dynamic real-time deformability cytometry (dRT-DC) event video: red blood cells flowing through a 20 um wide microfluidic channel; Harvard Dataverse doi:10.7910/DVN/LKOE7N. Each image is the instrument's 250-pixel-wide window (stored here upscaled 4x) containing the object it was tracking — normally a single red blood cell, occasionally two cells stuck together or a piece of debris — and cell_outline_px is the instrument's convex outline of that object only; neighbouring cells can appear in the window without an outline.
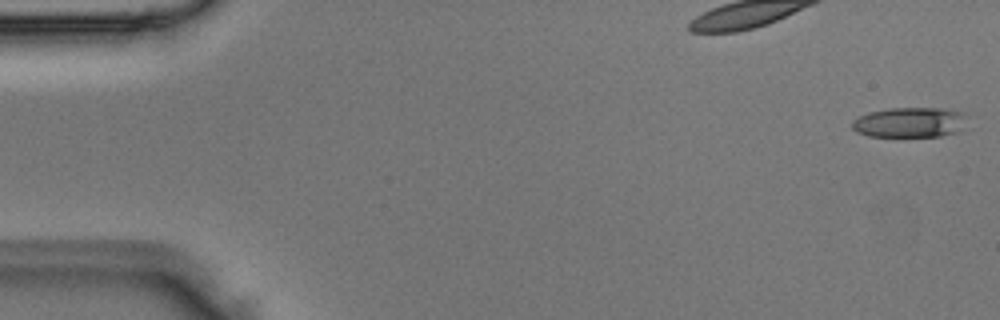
{"species": "Egyptian fruit bat (a non-hibernating species)", "species_latin": "Rousettus aegyptiacus", "temperature_condition": "room temperature", "stored_images_in_passage": 8, "camera_frame_rate_fps": 3000, "um_per_image_px": 0.085, "animal": {"sex": "male"}, "frame": {"image": 1, "passage_image": 1, "time_ms": 0.0, "image_size_px": [1000, 320], "cell_outline_px": [[972, 128], [960, 132], [940, 136], [868, 136], [856, 132], [852, 128], [852, 120], [868, 112], [888, 108], [940, 108], [964, 112]], "centroid_in_image_um": [77.46, 10.4], "position_along_channel_um": 7.5, "area_um2": 20.87}}
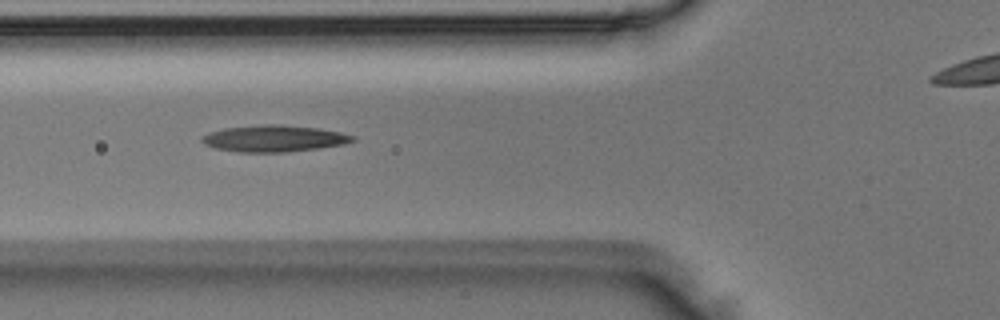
{"frame": {"image": 2, "passage_image": 6, "time_ms": 1.667, "image_size_px": [1000, 320], "cell_outline_px": [[356, 140], [344, 144], [316, 148], [284, 152], [236, 152], [216, 148], [204, 144], [200, 140], [204, 136], [212, 132], [224, 128], [264, 124], [280, 124], [320, 128], [340, 132], [356, 136]], "centroid_in_image_um": [23.32, 11.76], "position_along_channel_um": 102.5, "area_um2": 23.24}}
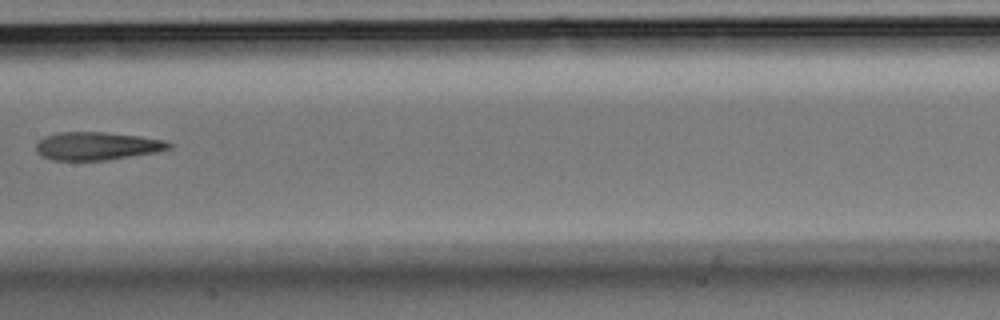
{"frame": {"image": 3, "passage_image": 8, "time_ms": 2.333, "image_size_px": [1000, 320], "cell_outline_px": [[172, 148], [156, 152], [108, 160], [52, 160], [40, 156], [36, 152], [36, 140], [44, 136], [56, 132], [104, 132], [140, 136], [164, 140], [172, 144]], "centroid_in_image_um": [8.19, 12.41], "position_along_channel_um": 199.2, "area_um2": 21.96}}